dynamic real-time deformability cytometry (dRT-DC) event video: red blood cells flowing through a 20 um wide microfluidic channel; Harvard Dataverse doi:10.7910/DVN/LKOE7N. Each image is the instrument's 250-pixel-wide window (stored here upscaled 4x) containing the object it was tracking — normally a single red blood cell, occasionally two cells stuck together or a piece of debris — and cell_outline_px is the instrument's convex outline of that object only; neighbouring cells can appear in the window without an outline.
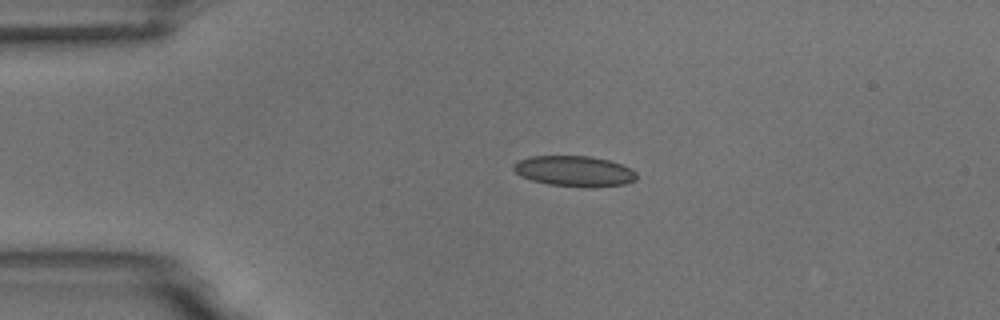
{"species": "common noctule bat (a hibernating species)", "species_latin": "Nyctalus noctula", "temperature_condition": "room temperature", "stored_images_in_passage": 4, "camera_frame_rate_fps": 3000, "um_per_image_px": 0.085, "animal": {"sex": "male", "body_mass_g": 18.8}, "frame": {"image": 1, "passage_image": 3, "time_ms": 2.333, "image_size_px": [1000, 320], "cell_outline_px": [[636, 180], [624, 184], [548, 184], [532, 180], [520, 176], [512, 168], [512, 164], [520, 160], [532, 156], [592, 156], [608, 160], [632, 168], [636, 172]], "centroid_in_image_um": [48.77, 14.49], "position_along_channel_um": 36.2, "area_um2": 20.92}}